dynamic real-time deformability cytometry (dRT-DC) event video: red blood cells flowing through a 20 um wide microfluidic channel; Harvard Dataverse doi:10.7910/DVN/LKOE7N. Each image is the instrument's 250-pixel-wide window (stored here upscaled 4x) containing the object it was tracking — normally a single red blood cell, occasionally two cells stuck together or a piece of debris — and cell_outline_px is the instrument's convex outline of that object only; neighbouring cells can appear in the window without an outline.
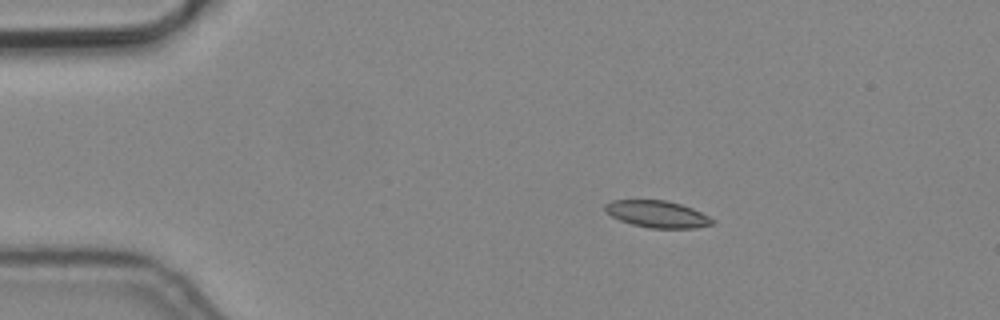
{"species": "common noctule bat (a hibernating species)", "species_latin": "Nyctalus noctula", "temperature_condition": "cold", "stored_images_in_passage": 3, "camera_frame_rate_fps": 3000, "um_per_image_px": 0.085, "animal": {"sex": "male", "body_mass_g": 19.2, "forearm_length_mm": 51.8}, "frame": {"image": 1, "passage_image": 1, "time_ms": 0.0, "image_size_px": [1000, 320], "cell_outline_px": [[716, 220], [712, 224], [696, 228], [648, 228], [632, 224], [620, 220], [612, 216], [604, 208], [604, 204], [612, 200], [664, 200], [680, 204], [692, 208]], "centroid_in_image_um": [55.87, 18.2], "position_along_channel_um": 29.1, "area_um2": 16.7}}